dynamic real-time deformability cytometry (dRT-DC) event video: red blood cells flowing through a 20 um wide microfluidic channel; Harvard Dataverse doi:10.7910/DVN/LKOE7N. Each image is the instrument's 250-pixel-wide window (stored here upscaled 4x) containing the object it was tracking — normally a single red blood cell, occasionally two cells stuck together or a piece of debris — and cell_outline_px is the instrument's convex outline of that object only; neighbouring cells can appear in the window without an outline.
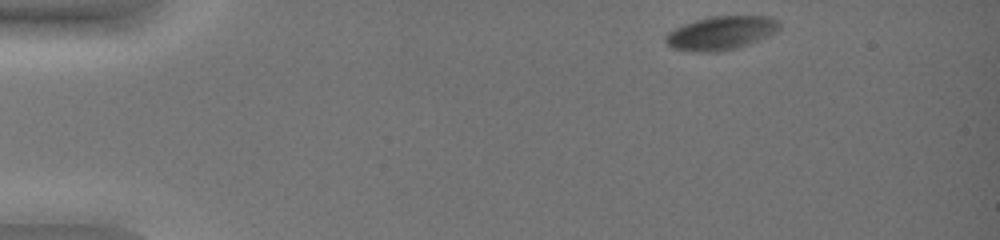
{"species": "common noctule bat (a hibernating species)", "species_latin": "Nyctalus noctula", "temperature_condition": "warm", "stored_images_in_passage": 37, "camera_frame_rate_fps": 3000, "um_per_image_px": 0.085, "animal": {"sex": "female", "body_mass_g": 19.0, "forearm_length_mm": 51.5}, "frame": {"image": 1, "passage_image": 1, "time_ms": 0.0, "image_size_px": [1000, 240], "cell_outline_px": [[780, 28], [776, 32], [768, 36], [748, 44], [736, 48], [720, 52], [692, 52], [672, 48], [664, 40], [664, 36], [668, 32], [684, 24], [708, 16], [772, 16], [780, 24]], "centroid_in_image_um": [61.28, 2.81], "position_along_channel_um": 23.7, "area_um2": 22.43}}
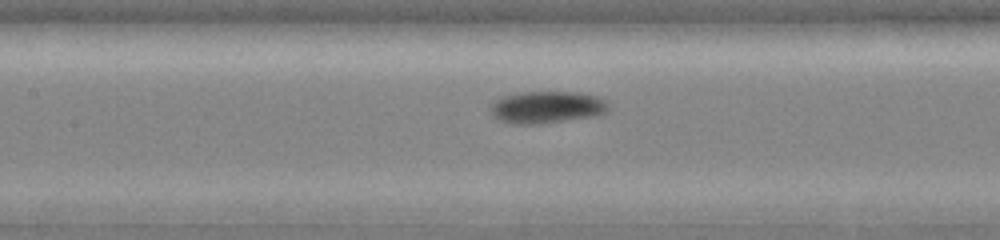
{"frame": {"image": 2, "passage_image": 20, "time_ms": 6.333, "image_size_px": [1000, 240], "cell_outline_px": [[608, 112], [600, 116], [544, 124], [512, 124], [496, 120], [492, 116], [488, 108], [500, 96], [520, 92], [576, 92], [596, 96], [608, 100]], "centroid_in_image_um": [46.48, 9.13], "position_along_channel_um": 160.9, "area_um2": 22.83}}
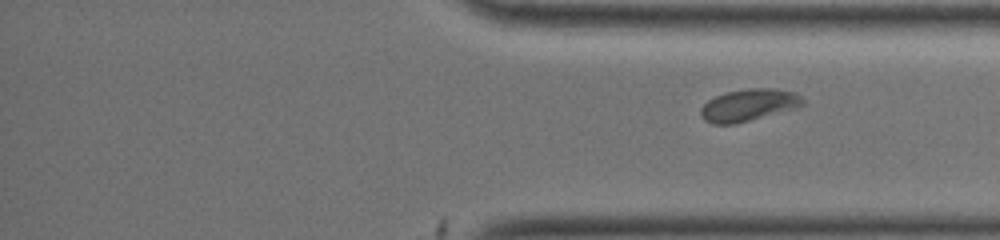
{"frame": {"image": 3, "passage_image": 37, "time_ms": 12.0, "image_size_px": [1000, 240], "cell_outline_px": [[804, 104], [800, 108], [736, 124], [712, 124], [704, 120], [700, 116], [700, 108], [708, 100], [716, 96], [728, 92], [748, 88], [776, 88], [796, 92], [804, 100]], "centroid_in_image_um": [63.68, 8.94], "position_along_channel_um": 371.5, "area_um2": 19.48}}